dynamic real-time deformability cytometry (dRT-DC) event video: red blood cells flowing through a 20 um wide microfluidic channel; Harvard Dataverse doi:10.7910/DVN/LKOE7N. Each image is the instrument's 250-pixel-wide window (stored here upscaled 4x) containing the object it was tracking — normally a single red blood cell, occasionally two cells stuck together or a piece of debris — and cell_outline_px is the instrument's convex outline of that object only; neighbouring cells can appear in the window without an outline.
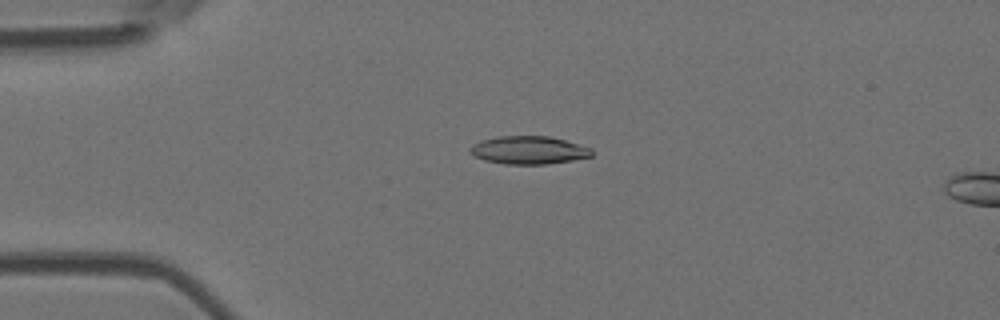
{"species": "Egyptian fruit bat (a non-hibernating species)", "species_latin": "Rousettus aegyptiacus", "temperature_condition": "room temperature", "stored_images_in_passage": 8, "camera_frame_rate_fps": 3000, "um_per_image_px": 0.085, "animal": {"sex": "female"}, "frame": {"image": 1, "passage_image": 4, "time_ms": 1.0, "image_size_px": [1000, 320], "cell_outline_px": [[596, 152], [592, 156], [572, 160], [548, 164], [504, 164], [484, 160], [472, 156], [468, 152], [468, 148], [472, 144], [484, 140], [500, 136], [548, 136], [564, 140], [592, 148]], "centroid_in_image_um": [44.93, 12.77], "position_along_channel_um": 40.1, "area_um2": 20.0}}